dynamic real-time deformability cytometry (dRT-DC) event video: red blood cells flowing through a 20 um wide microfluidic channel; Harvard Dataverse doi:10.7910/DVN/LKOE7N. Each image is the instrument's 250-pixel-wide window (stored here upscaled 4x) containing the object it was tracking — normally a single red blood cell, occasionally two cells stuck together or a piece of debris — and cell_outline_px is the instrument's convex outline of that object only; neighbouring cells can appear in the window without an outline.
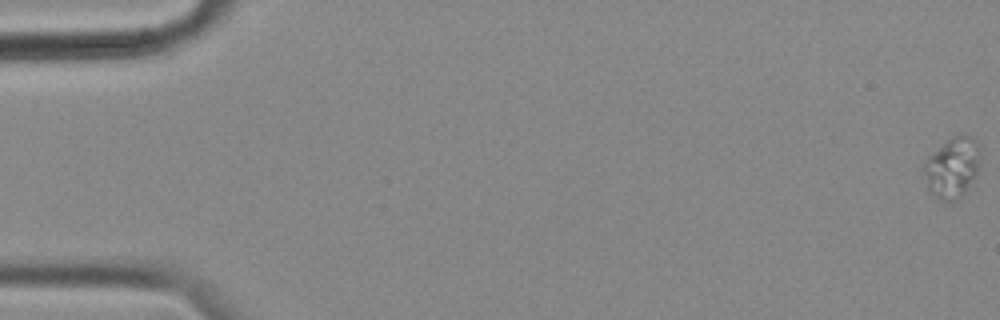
{"species": "common noctule bat (a hibernating species)", "species_latin": "Nyctalus noctula", "temperature_condition": "cold", "stored_images_in_passage": 59, "camera_frame_rate_fps": 3000, "um_per_image_px": 0.085, "animal": {"sex": "female", "body_mass_g": 18.4}, "frame": {"image": 1, "passage_image": 1, "time_ms": 0.0, "image_size_px": [1000, 320], "cell_outline_px": [[980, 152], [976, 176], [964, 192], [952, 204], [940, 200], [928, 188], [924, 172], [924, 164], [928, 156], [952, 136], [972, 136], [976, 140]], "centroid_in_image_um": [80.95, 14.26], "position_along_channel_um": 4.1, "area_um2": 19.59}}
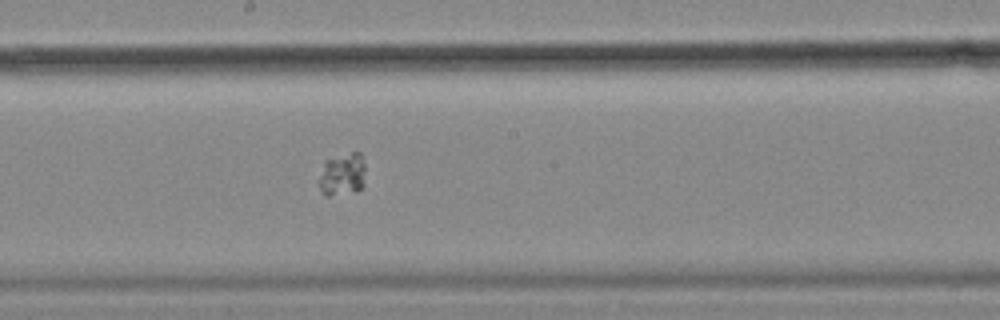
{"frame": {"image": 2, "passage_image": 33, "time_ms": 10.667, "image_size_px": [1000, 320], "cell_outline_px": [[364, 184], [356, 192], [328, 196], [320, 188], [320, 176], [324, 160], [352, 152], [360, 152], [364, 156]], "centroid_in_image_um": [29.14, 14.8], "position_along_channel_um": 219.1, "area_um2": 11.56}}
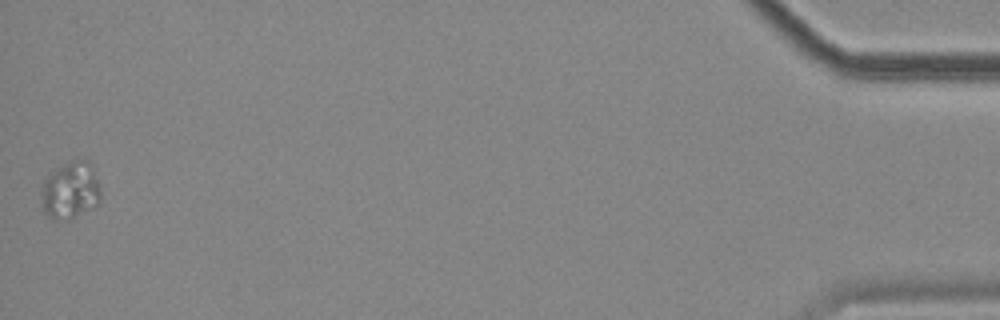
{"frame": {"image": 3, "passage_image": 59, "time_ms": 19.333, "image_size_px": [1000, 320], "cell_outline_px": [[100, 204], [68, 220], [52, 220], [44, 212], [40, 192], [40, 188], [44, 180], [48, 176], [64, 164], [72, 160], [88, 160], [92, 164], [100, 192]], "centroid_in_image_um": [5.97, 16.21], "position_along_channel_um": 429.2, "area_um2": 19.83}}